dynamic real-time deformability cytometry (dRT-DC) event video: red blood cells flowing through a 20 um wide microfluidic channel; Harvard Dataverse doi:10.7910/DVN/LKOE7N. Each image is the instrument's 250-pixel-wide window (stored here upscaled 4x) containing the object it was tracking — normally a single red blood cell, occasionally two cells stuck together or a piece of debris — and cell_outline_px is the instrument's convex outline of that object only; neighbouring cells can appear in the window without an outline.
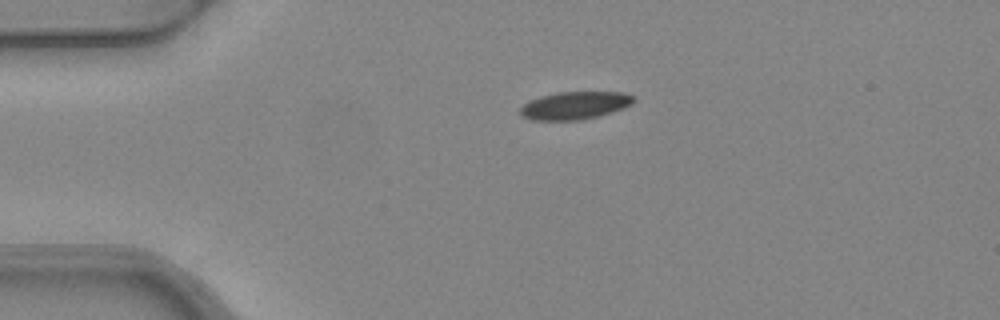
{"species": "common noctule bat (a hibernating species)", "species_latin": "Nyctalus noctula", "temperature_condition": "warm", "stored_images_in_passage": 3, "camera_frame_rate_fps": 3000, "um_per_image_px": 0.085, "animal": {"sex": "female", "body_mass_g": 24.6, "forearm_length_mm": 56.2}, "frame": {"image": 1, "passage_image": 1, "time_ms": 0.0, "image_size_px": [1000, 320], "cell_outline_px": [[636, 100], [632, 104], [624, 108], [612, 112], [580, 120], [532, 120], [520, 116], [520, 108], [528, 100], [540, 96], [556, 92], [624, 92], [632, 96]], "centroid_in_image_um": [48.83, 8.96], "position_along_channel_um": 36.2, "area_um2": 18.44}}
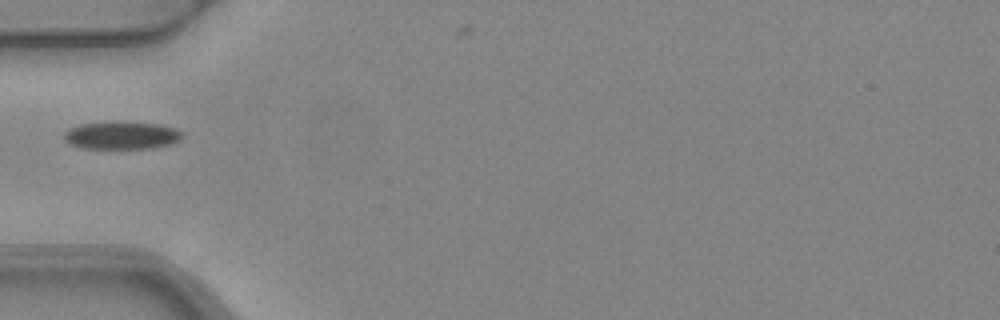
{"frame": {"image": 2, "passage_image": 2, "time_ms": 0.333, "image_size_px": [1000, 320], "cell_outline_px": [[184, 136], [180, 140], [172, 144], [152, 148], [84, 148], [72, 144], [64, 140], [64, 132], [68, 128], [80, 124], [112, 120], [124, 120], [160, 124], [176, 128]], "centroid_in_image_um": [10.35, 11.47], "position_along_channel_um": 74.6, "area_um2": 19.65}}
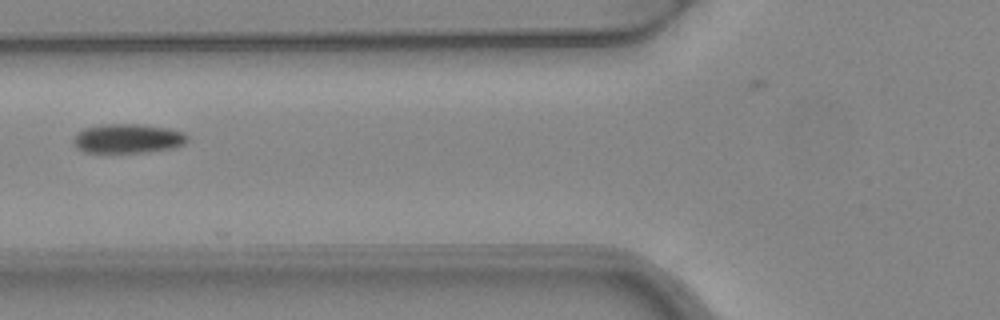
{"frame": {"image": 3, "passage_image": 3, "time_ms": 0.667, "image_size_px": [1000, 320], "cell_outline_px": [[188, 140], [184, 144], [176, 148], [148, 152], [84, 152], [76, 148], [72, 140], [76, 132], [84, 128], [100, 124], [136, 124], [168, 128], [184, 132], [188, 136]], "centroid_in_image_um": [10.86, 11.77], "position_along_channel_um": 114.9, "area_um2": 19.71}}